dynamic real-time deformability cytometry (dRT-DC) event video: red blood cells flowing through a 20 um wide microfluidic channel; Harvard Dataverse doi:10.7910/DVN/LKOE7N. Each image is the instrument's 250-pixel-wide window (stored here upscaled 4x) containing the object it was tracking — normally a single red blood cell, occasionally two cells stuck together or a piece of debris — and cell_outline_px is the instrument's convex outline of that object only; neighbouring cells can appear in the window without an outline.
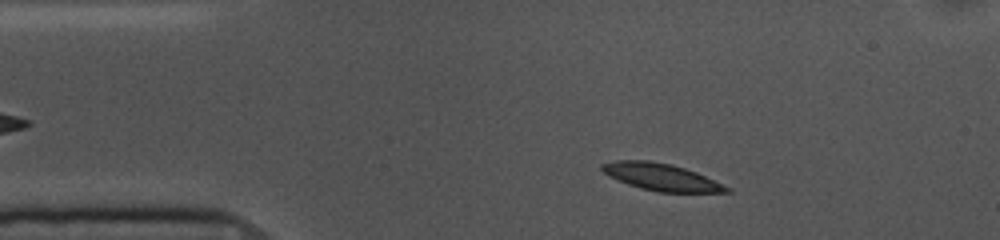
{"species": "common noctule bat (a hibernating species)", "species_latin": "Nyctalus noctula", "temperature_condition": "cold", "stored_images_in_passage": 51, "camera_frame_rate_fps": 3000, "um_per_image_px": 0.085, "animal": {"sex": "female", "body_mass_g": 10.0, "forearm_length_mm": 53.1}, "frame": {"image": 1, "passage_image": 5, "time_ms": 1.333, "image_size_px": [1000, 240], "cell_outline_px": [[732, 192], [656, 192], [640, 188], [628, 184], [608, 176], [600, 168], [600, 164], [616, 160], [648, 160], [672, 164], [696, 172], [732, 188]], "centroid_in_image_um": [56.19, 15.04], "position_along_channel_um": 28.8, "area_um2": 19.71}}
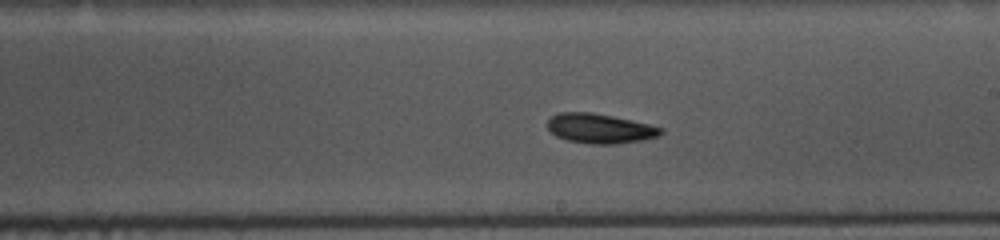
{"frame": {"image": 2, "passage_image": 26, "time_ms": 8.333, "image_size_px": [1000, 240], "cell_outline_px": [[664, 132], [660, 136], [644, 140], [616, 144], [588, 144], [568, 140], [556, 136], [548, 128], [548, 120], [552, 116], [560, 112], [592, 112], [632, 120], [664, 128]], "centroid_in_image_um": [51.03, 10.93], "position_along_channel_um": 238.0, "area_um2": 19.71}}
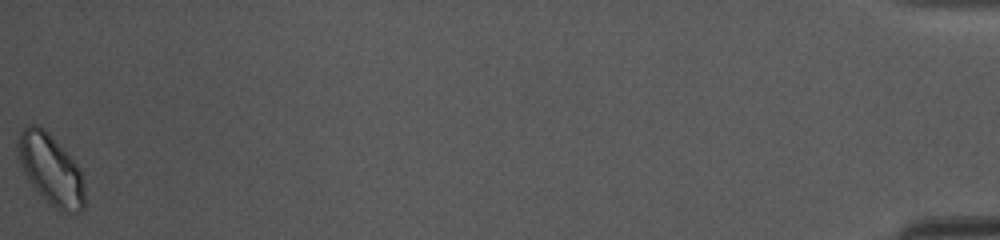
{"frame": {"image": 3, "passage_image": 51, "time_ms": 16.667, "image_size_px": [1000, 240], "cell_outline_px": [[84, 208], [80, 212], [64, 212], [48, 204], [32, 188], [24, 172], [20, 160], [16, 144], [20, 132], [24, 124], [36, 124], [44, 128], [48, 132], [80, 168], [84, 184]], "centroid_in_image_um": [4.3, 14.41], "position_along_channel_um": 430.9, "area_um2": 27.63}, "authors_computed_cell_mechanics": {"area_um2": 19.5942, "velocity_mm_per_s": 3.5772, "shape_relaxation_time_tau1_ms": 7.4537, "shape_relaxation_time_tau2_ms": null, "deformation_change_tau1": 0.1208, "deformation_change_tau2": null}}